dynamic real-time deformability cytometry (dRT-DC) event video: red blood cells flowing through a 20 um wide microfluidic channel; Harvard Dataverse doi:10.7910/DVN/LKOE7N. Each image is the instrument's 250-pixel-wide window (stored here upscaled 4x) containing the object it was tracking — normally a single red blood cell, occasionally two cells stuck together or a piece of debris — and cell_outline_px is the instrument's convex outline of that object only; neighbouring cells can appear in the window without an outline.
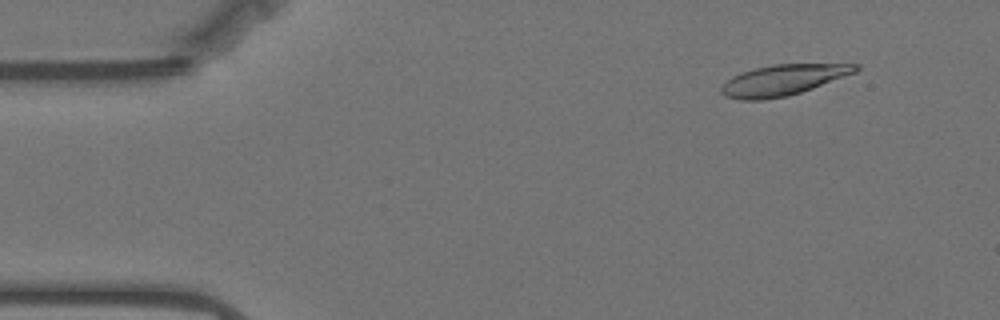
{"species": "Egyptian fruit bat (a non-hibernating species)", "species_latin": "Rousettus aegyptiacus", "temperature_condition": "warm", "stored_images_in_passage": 53, "camera_frame_rate_fps": 3000, "um_per_image_px": 0.085, "animal": {"sex": "female"}, "frame": {"image": 1, "passage_image": 6, "time_ms": 1.667, "image_size_px": [1000, 320], "cell_outline_px": [[860, 68], [856, 72], [812, 88], [788, 96], [760, 100], [740, 100], [724, 96], [720, 92], [720, 88], [732, 76], [740, 72], [772, 64], [860, 64]], "centroid_in_image_um": [66.53, 6.8], "position_along_channel_um": 18.5, "area_um2": 23.93}}
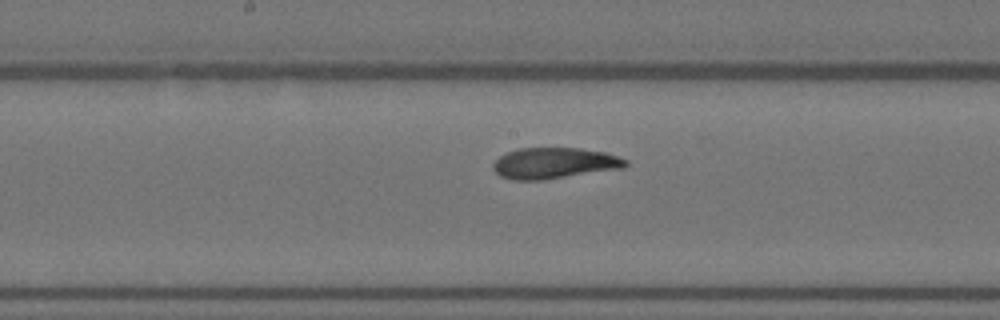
{"frame": {"image": 2, "passage_image": 29, "time_ms": 9.333, "image_size_px": [1000, 320], "cell_outline_px": [[628, 164], [624, 168], [544, 180], [512, 180], [500, 176], [492, 168], [492, 164], [500, 156], [508, 152], [520, 148], [580, 148], [604, 152], [628, 160]], "centroid_in_image_um": [47.11, 13.88], "position_along_channel_um": 201.1, "area_um2": 23.99}}
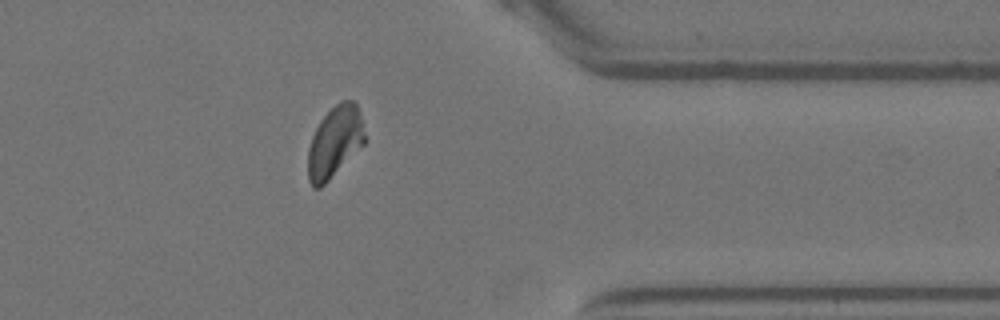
{"frame": {"image": 3, "passage_image": 46, "time_ms": 15.0, "image_size_px": [1000, 320], "cell_outline_px": [[364, 144], [320, 188], [312, 188], [308, 180], [308, 148], [312, 136], [320, 120], [340, 100], [352, 100], [356, 104], [360, 112], [364, 132]], "centroid_in_image_um": [28.43, 12.06], "position_along_channel_um": 383.0, "area_um2": 23.29}, "authors_computed_cell_mechanics": {"area_um2": 24.0448, "velocity_mm_per_s": 3.4774, "shape_relaxation_time_tau1_ms": 7.333, "shape_relaxation_time_tau2_ms": 0.9864, "deformation_change_tau1": 0.268, "deformation_change_tau2": 0.0717}}